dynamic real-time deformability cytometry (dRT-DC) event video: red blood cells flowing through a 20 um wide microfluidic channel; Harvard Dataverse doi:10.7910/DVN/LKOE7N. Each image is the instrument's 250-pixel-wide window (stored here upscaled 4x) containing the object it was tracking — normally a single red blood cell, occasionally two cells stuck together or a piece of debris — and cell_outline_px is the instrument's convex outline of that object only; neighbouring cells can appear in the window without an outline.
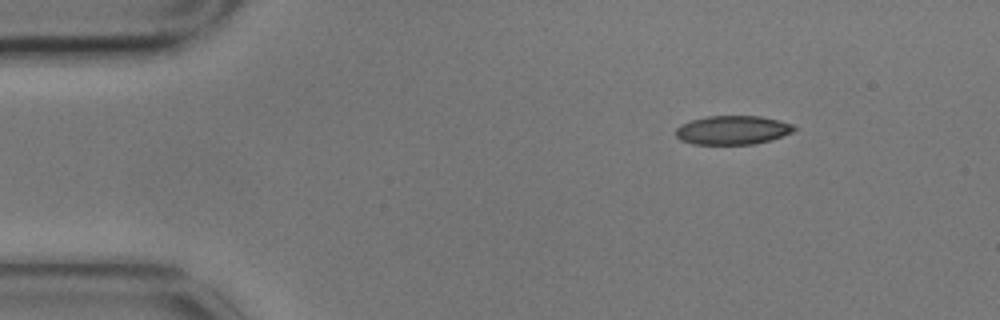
{"species": "common noctule bat (a hibernating species)", "species_latin": "Nyctalus noctula", "temperature_condition": "cold", "stored_images_in_passage": 4, "segment_of_instrument_passage": [1, 2], "camera_frame_rate_fps": 3000, "um_per_image_px": 0.085, "animal": {"sex": "male", "body_mass_g": 17.9}, "frame": {"image": 1, "passage_image": 1, "time_ms": 0.0, "image_size_px": [1000, 320], "cell_outline_px": [[796, 128], [792, 132], [768, 140], [752, 144], [692, 144], [680, 140], [676, 136], [676, 128], [680, 124], [692, 120], [708, 116], [760, 116], [792, 124]], "centroid_in_image_um": [62.21, 11.05], "position_along_channel_um": 22.8, "area_um2": 19.65}}
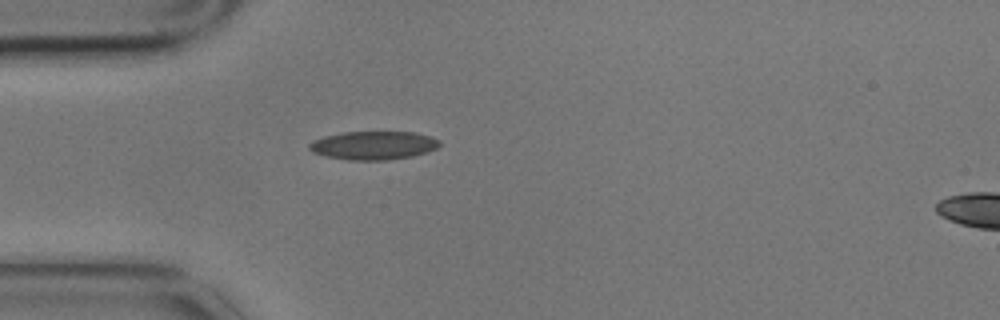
{"frame": {"image": 2, "passage_image": 3, "time_ms": 0.667, "image_size_px": [1000, 320], "cell_outline_px": [[440, 144], [436, 148], [428, 152], [412, 156], [388, 160], [348, 160], [324, 156], [312, 152], [308, 148], [308, 144], [312, 140], [324, 136], [344, 132], [412, 132], [432, 136], [440, 140]], "centroid_in_image_um": [31.73, 12.36], "position_along_channel_um": 53.3, "area_um2": 21.79}}